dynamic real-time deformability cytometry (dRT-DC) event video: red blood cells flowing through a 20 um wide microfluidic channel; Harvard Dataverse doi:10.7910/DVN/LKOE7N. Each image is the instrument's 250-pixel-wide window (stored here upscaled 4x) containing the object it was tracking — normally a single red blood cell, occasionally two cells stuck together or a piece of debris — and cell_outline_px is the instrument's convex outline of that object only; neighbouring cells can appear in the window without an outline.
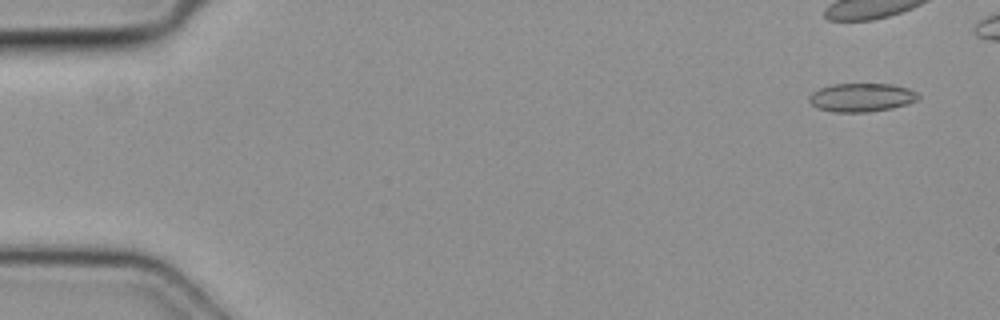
{"species": "common noctule bat (a hibernating species)", "species_latin": "Nyctalus noctula", "temperature_condition": "cold", "stored_images_in_passage": 5, "camera_frame_rate_fps": 3000, "um_per_image_px": 0.085, "animal": {"sex": "female", "body_mass_g": 19.3, "forearm_length_mm": 54.1}, "frame": {"image": 1, "passage_image": 1, "time_ms": 0.0, "image_size_px": [1000, 320], "cell_outline_px": [[920, 96], [916, 100], [908, 104], [892, 108], [868, 112], [832, 112], [816, 108], [808, 100], [808, 96], [812, 92], [820, 88], [832, 84], [892, 84], [908, 88], [916, 92]], "centroid_in_image_um": [73.21, 8.29], "position_along_channel_um": 11.8, "area_um2": 18.26}}